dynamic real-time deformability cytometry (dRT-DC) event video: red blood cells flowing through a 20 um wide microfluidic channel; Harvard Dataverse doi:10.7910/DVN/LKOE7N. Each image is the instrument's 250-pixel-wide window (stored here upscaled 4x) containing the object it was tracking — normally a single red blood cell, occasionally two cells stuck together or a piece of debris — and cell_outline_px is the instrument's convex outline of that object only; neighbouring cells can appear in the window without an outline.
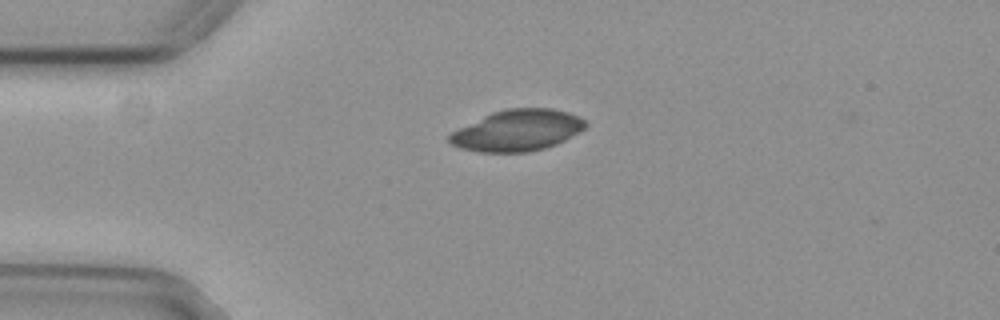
{"species": "common noctule bat (a hibernating species)", "species_latin": "Nyctalus noctula", "temperature_condition": "cold", "stored_images_in_passage": 37, "camera_frame_rate_fps": 3000, "um_per_image_px": 0.085, "animal": {"sex": "female", "body_mass_g": 29.2, "forearm_length_mm": 56.3}, "frame": {"image": 1, "passage_image": 1, "time_ms": 0.0, "image_size_px": [1000, 320], "cell_outline_px": [[588, 124], [580, 132], [556, 144], [544, 148], [528, 152], [476, 152], [460, 148], [452, 144], [448, 140], [448, 136], [452, 132], [492, 112], [504, 108], [552, 108], [568, 112], [580, 116]], "centroid_in_image_um": [44.0, 11.08], "position_along_channel_um": 41.0, "area_um2": 32.66}}
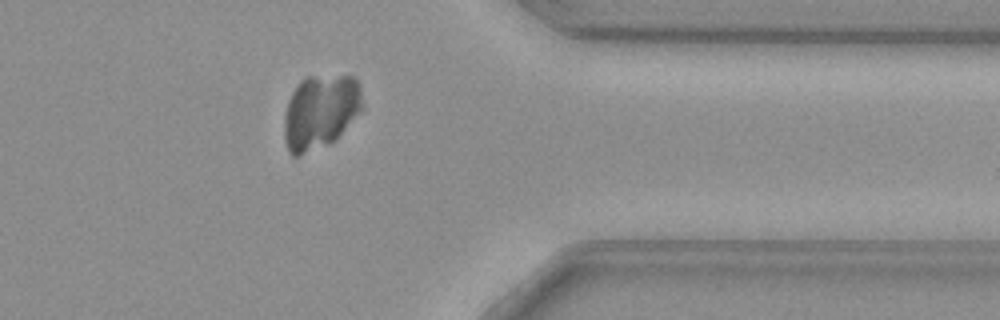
{"frame": {"image": 2, "passage_image": 32, "time_ms": 10.333, "image_size_px": [1000, 320], "cell_outline_px": [[364, 108], [336, 140], [328, 144], [300, 156], [292, 156], [288, 152], [284, 140], [284, 116], [288, 100], [292, 92], [300, 80], [304, 76], [352, 76], [360, 84], [364, 104]], "centroid_in_image_um": [27.23, 9.51], "position_along_channel_um": 384.2, "area_um2": 34.51}}